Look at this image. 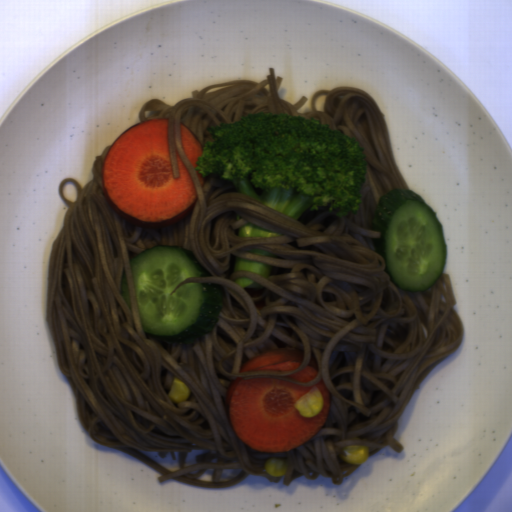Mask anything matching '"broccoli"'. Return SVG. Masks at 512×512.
Returning a JSON list of instances; mask_svg holds the SVG:
<instances>
[{"label": "broccoli", "instance_id": "obj_2", "mask_svg": "<svg viewBox=\"0 0 512 512\" xmlns=\"http://www.w3.org/2000/svg\"><path fill=\"white\" fill-rule=\"evenodd\" d=\"M272 265L259 263L255 261L245 260L235 255L233 263V273L237 271H247L261 276L262 278H268L271 272Z\"/></svg>", "mask_w": 512, "mask_h": 512}, {"label": "broccoli", "instance_id": "obj_5", "mask_svg": "<svg viewBox=\"0 0 512 512\" xmlns=\"http://www.w3.org/2000/svg\"><path fill=\"white\" fill-rule=\"evenodd\" d=\"M234 218H235V221L236 220H239V219H243L241 215H239L238 213L235 212L234 214Z\"/></svg>", "mask_w": 512, "mask_h": 512}, {"label": "broccoli", "instance_id": "obj_4", "mask_svg": "<svg viewBox=\"0 0 512 512\" xmlns=\"http://www.w3.org/2000/svg\"><path fill=\"white\" fill-rule=\"evenodd\" d=\"M234 282L244 289L263 288V285H259L253 278L239 277L237 279H234Z\"/></svg>", "mask_w": 512, "mask_h": 512}, {"label": "broccoli", "instance_id": "obj_3", "mask_svg": "<svg viewBox=\"0 0 512 512\" xmlns=\"http://www.w3.org/2000/svg\"><path fill=\"white\" fill-rule=\"evenodd\" d=\"M238 237H276L279 235H283L284 233H279L275 231H270L264 229L262 227L253 225L251 223H246L241 227L237 228Z\"/></svg>", "mask_w": 512, "mask_h": 512}, {"label": "broccoli", "instance_id": "obj_1", "mask_svg": "<svg viewBox=\"0 0 512 512\" xmlns=\"http://www.w3.org/2000/svg\"><path fill=\"white\" fill-rule=\"evenodd\" d=\"M207 130L193 168L202 177L218 174L240 194L295 221L320 207L339 217L357 214L366 157L356 137L315 118L261 111Z\"/></svg>", "mask_w": 512, "mask_h": 512}]
</instances>
